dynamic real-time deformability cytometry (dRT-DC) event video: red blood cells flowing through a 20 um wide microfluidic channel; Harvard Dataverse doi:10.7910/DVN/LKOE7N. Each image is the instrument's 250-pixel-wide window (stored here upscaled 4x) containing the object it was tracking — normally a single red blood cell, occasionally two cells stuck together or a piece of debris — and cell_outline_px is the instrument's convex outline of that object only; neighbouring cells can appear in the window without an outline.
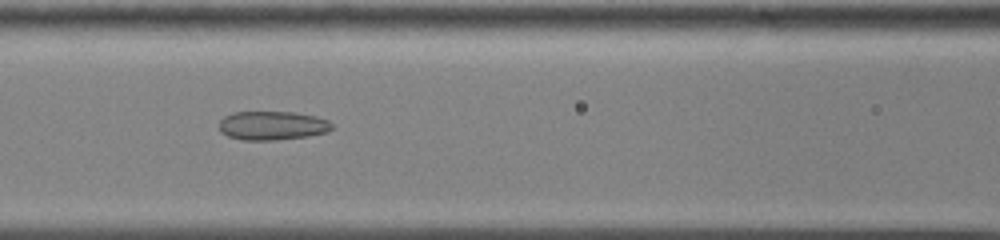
{"species": "common noctule bat (a hibernating species)", "species_latin": "Nyctalus noctula", "temperature_condition": "cold", "stored_images_in_passage": 50, "camera_frame_rate_fps": 3000, "um_per_image_px": 0.085, "animal": {"sex": "male", "body_mass_g": 13.0, "forearm_length_mm": 53.1}, "frame": {"image": 1, "passage_image": 19, "time_ms": 6.0, "image_size_px": [1000, 240], "cell_outline_px": [[332, 128], [328, 132], [308, 136], [276, 140], [240, 140], [228, 136], [220, 132], [220, 120], [224, 116], [232, 112], [292, 112], [312, 116], [328, 120], [332, 124]], "centroid_in_image_um": [23.11, 10.68], "position_along_channel_um": 143.5, "area_um2": 18.96}}
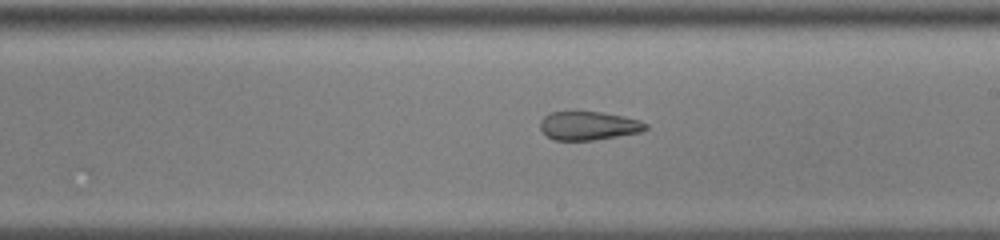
{"frame": {"image": 2, "passage_image": 27, "time_ms": 8.667, "image_size_px": [1000, 240], "cell_outline_px": [[648, 128], [640, 132], [592, 140], [556, 140], [548, 136], [540, 128], [540, 120], [544, 116], [552, 112], [600, 112], [624, 116], [640, 120], [648, 124]], "centroid_in_image_um": [50.04, 10.68], "position_along_channel_um": 239.0, "area_um2": 17.4}}
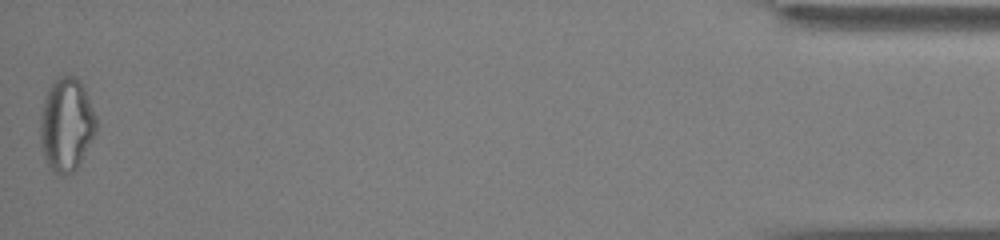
{"frame": {"image": 3, "passage_image": 50, "time_ms": 16.333, "image_size_px": [1000, 240], "cell_outline_px": [[96, 132], [76, 168], [72, 172], [64, 176], [52, 172], [44, 156], [40, 136], [40, 116], [44, 100], [48, 88], [60, 76], [68, 72], [80, 80], [84, 88], [96, 116]], "centroid_in_image_um": [5.64, 10.56], "position_along_channel_um": 429.6, "area_um2": 30.35}, "authors_computed_cell_mechanics": {"area_um2": 23.12, "velocity_mm_per_s": 3.5883, "shape_relaxation_time_tau1_ms": null, "shape_relaxation_time_tau2_ms": 2.5748, "deformation_change_tau1": null, "deformation_change_tau2": 0.0887}}